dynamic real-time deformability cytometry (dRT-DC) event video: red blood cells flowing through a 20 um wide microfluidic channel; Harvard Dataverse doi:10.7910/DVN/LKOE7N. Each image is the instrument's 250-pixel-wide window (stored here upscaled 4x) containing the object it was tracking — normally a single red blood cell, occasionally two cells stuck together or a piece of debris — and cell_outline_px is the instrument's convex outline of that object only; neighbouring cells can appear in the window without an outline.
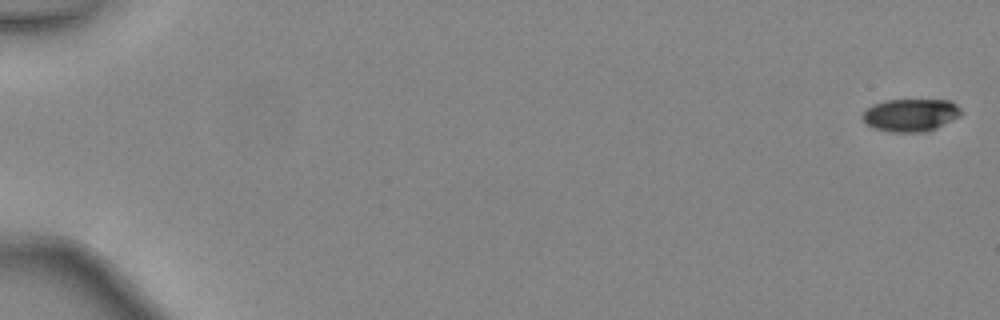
{"species": "common noctule bat (a hibernating species)", "species_latin": "Nyctalus noctula", "temperature_condition": "warm", "stored_images_in_passage": 15, "camera_frame_rate_fps": 3000, "um_per_image_px": 0.085, "animal": {"sex": "female", "body_mass_g": 24.6, "forearm_length_mm": 56.2}, "frame": {"image": 1, "passage_image": 1, "time_ms": 0.0, "image_size_px": [1000, 320], "cell_outline_px": [[964, 112], [960, 116], [928, 132], [888, 132], [872, 128], [860, 116], [872, 104], [884, 100], [948, 100], [956, 104]], "centroid_in_image_um": [77.4, 9.78], "position_along_channel_um": 7.6, "area_um2": 18.96}}
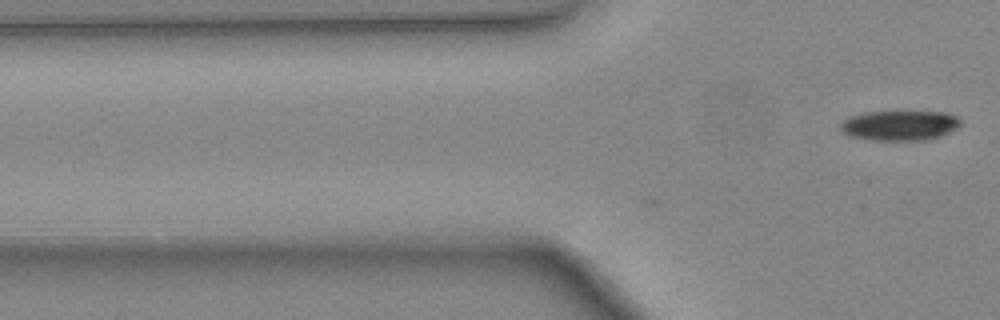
{"frame": {"image": 2, "passage_image": 15, "time_ms": 4.667, "image_size_px": [1000, 320], "cell_outline_px": [[960, 124], [956, 128], [932, 140], [868, 140], [848, 136], [840, 132], [840, 124], [848, 116], [864, 112], [944, 112], [956, 116], [960, 120]], "centroid_in_image_um": [76.41, 10.67], "position_along_channel_um": 49.4, "area_um2": 21.15}}